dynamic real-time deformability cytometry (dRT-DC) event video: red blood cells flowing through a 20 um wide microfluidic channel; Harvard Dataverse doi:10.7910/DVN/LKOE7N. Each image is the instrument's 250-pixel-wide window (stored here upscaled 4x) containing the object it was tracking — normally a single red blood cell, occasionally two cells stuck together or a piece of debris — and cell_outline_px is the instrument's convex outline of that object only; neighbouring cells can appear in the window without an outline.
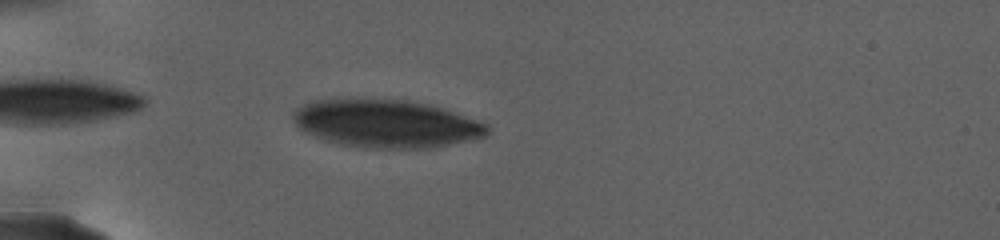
{"species": "human", "species_latin": "Homo sapiens", "temperature_condition": "warm", "stored_images_in_passage": 43, "camera_frame_rate_fps": 3000, "um_per_image_px": 0.085, "donor": {"sex": "female"}, "frame": {"image": 1, "passage_image": 4, "time_ms": 1.333, "image_size_px": [1000, 240], "cell_outline_px": [[488, 132], [484, 136], [468, 140], [432, 148], [364, 148], [340, 144], [324, 140], [312, 136], [304, 132], [292, 120], [292, 112], [296, 108], [312, 100], [396, 100], [428, 104], [444, 108], [480, 120], [488, 124]], "centroid_in_image_um": [32.81, 10.52], "position_along_channel_um": 52.2, "area_um2": 53.93}}
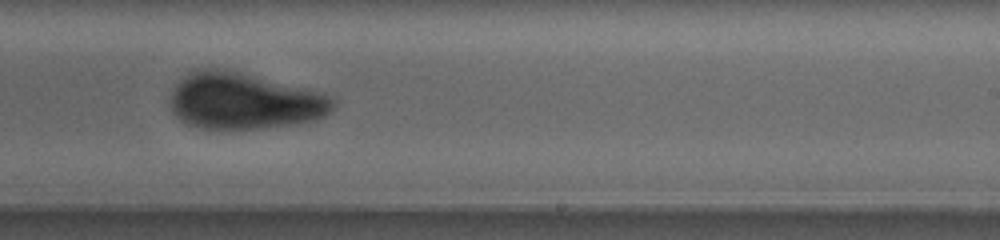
{"frame": {"image": 2, "passage_image": 24, "time_ms": 11.0, "image_size_px": [1000, 240], "cell_outline_px": [[336, 108], [324, 116], [312, 120], [292, 124], [264, 128], [200, 128], [188, 124], [180, 120], [172, 112], [168, 104], [168, 96], [172, 88], [188, 72], [200, 68], [224, 68], [324, 92], [336, 100]], "centroid_in_image_um": [20.72, 8.56], "position_along_channel_um": 268.3, "area_um2": 54.16}}
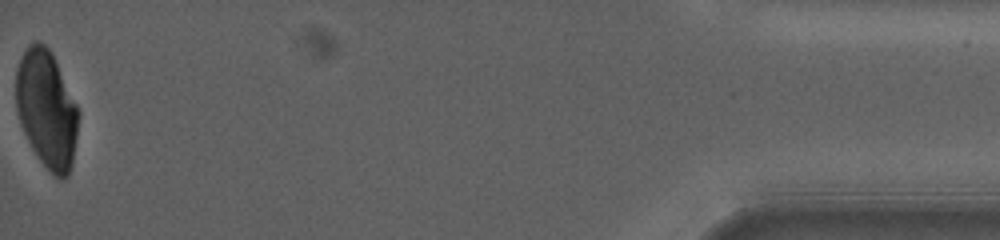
{"frame": {"image": 3, "passage_image": 43, "time_ms": 21.0, "image_size_px": [1000, 240], "cell_outline_px": [[80, 116], [72, 164], [68, 176], [64, 180], [60, 180], [52, 176], [36, 156], [20, 124], [16, 108], [16, 68], [20, 56], [24, 48], [28, 44], [36, 40], [44, 44], [52, 52], [80, 112]], "centroid_in_image_um": [3.96, 9.28], "position_along_channel_um": 431.2, "area_um2": 43.52}}